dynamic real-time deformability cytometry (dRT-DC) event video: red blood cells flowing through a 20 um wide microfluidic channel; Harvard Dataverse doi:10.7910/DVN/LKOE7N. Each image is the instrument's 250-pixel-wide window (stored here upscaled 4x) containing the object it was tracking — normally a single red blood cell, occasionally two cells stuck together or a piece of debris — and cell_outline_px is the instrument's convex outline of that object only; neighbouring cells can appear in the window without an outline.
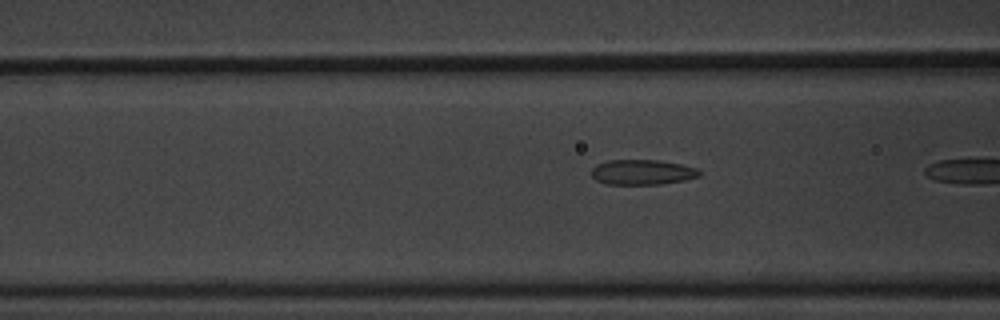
{"species": "common noctule bat (a hibernating species)", "species_latin": "Nyctalus noctula", "temperature_condition": "warm", "stored_images_in_passage": 4, "camera_frame_rate_fps": 3000, "um_per_image_px": 0.085, "animal": {"sex": "male", "body_mass_g": 20.1, "forearm_length_mm": 53.5}, "frame": {"image": 1, "passage_image": 3, "time_ms": 0.667, "image_size_px": [1000, 320], "cell_outline_px": [[704, 172], [700, 176], [684, 180], [660, 184], [604, 184], [596, 180], [592, 176], [592, 168], [596, 164], [608, 160], [656, 160], [680, 164], [696, 168]], "centroid_in_image_um": [54.59, 14.63], "position_along_channel_um": 112.0, "area_um2": 15.84}}